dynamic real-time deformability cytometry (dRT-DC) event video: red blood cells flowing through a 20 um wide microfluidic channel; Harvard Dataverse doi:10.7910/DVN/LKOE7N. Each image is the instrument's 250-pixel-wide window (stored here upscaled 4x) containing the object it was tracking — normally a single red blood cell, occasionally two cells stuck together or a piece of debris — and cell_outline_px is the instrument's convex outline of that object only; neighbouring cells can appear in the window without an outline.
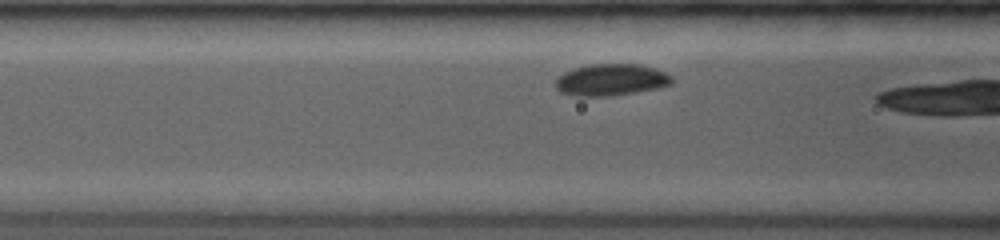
{"species": "common noctule bat (a hibernating species)", "species_latin": "Nyctalus noctula", "temperature_condition": "room temperature", "stored_images_in_passage": 41, "camera_frame_rate_fps": 3500, "um_per_image_px": 0.085, "animal": {"sex": "female", "body_mass_g": 19.0, "forearm_length_mm": 53.3}, "frame": {"image": 1, "passage_image": 11, "time_ms": 2.571, "image_size_px": [1000, 240], "cell_outline_px": [[672, 84], [660, 88], [608, 96], [576, 96], [560, 92], [556, 88], [556, 80], [564, 72], [572, 68], [588, 64], [640, 64], [656, 68], [672, 76]], "centroid_in_image_um": [51.95, 6.78], "position_along_channel_um": 114.7, "area_um2": 21.62}}
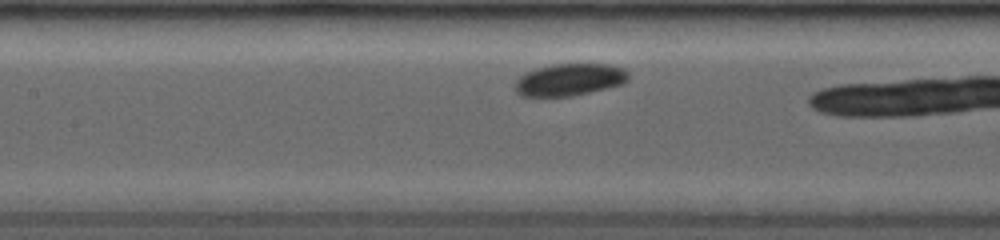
{"frame": {"image": 2, "passage_image": 17, "time_ms": 3.714, "image_size_px": [1000, 240], "cell_outline_px": [[628, 80], [624, 84], [572, 96], [520, 96], [516, 92], [516, 80], [524, 72], [536, 68], [552, 64], [608, 64], [624, 68], [628, 72]], "centroid_in_image_um": [48.42, 6.76], "position_along_channel_um": 159.0, "area_um2": 21.33}}